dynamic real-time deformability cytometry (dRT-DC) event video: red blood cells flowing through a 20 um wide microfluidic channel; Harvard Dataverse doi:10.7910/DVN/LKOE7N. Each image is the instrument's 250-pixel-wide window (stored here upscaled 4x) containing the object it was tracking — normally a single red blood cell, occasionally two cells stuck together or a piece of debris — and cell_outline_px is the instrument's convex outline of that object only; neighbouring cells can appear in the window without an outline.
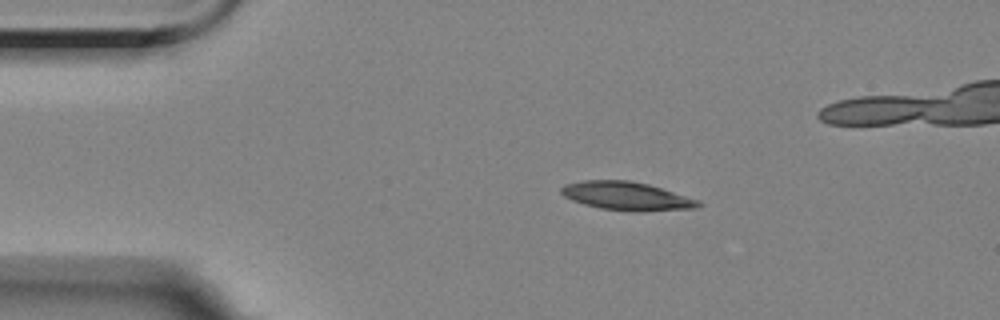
{"species": "Egyptian fruit bat (a non-hibernating species)", "species_latin": "Rousettus aegyptiacus", "temperature_condition": "room temperature", "stored_images_in_passage": 7, "camera_frame_rate_fps": 3000, "um_per_image_px": 0.085, "animal": {"sex": "female"}, "frame": {"image": 1, "passage_image": 2, "time_ms": 1.333, "image_size_px": [1000, 320], "cell_outline_px": [[704, 204], [696, 208], [600, 208], [584, 204], [572, 200], [564, 196], [560, 192], [560, 188], [564, 184], [580, 180], [632, 180], [648, 184], [700, 200]], "centroid_in_image_um": [53.17, 16.58], "position_along_channel_um": 31.8, "area_um2": 21.5}}
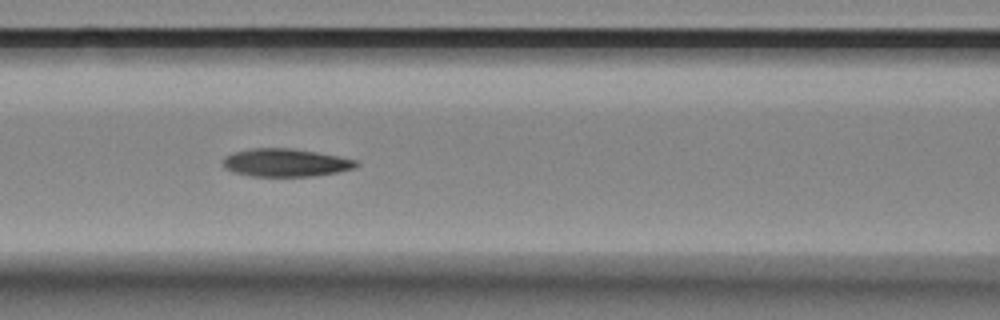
{"frame": {"image": 2, "passage_image": 6, "time_ms": 5.667, "image_size_px": [1000, 320], "cell_outline_px": [[360, 164], [356, 168], [336, 172], [312, 176], [252, 176], [232, 172], [224, 168], [224, 156], [232, 152], [252, 148], [292, 148], [340, 156], [356, 160]], "centroid_in_image_um": [24.27, 13.82], "position_along_channel_um": 142.3, "area_um2": 21.79}}
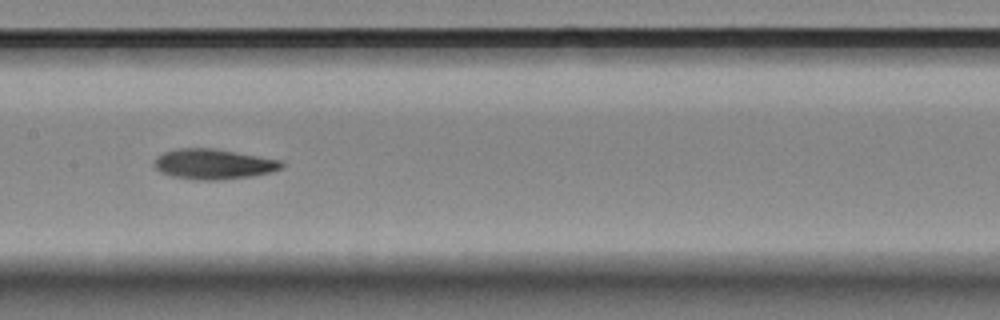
{"frame": {"image": 3, "passage_image": 7, "time_ms": 7.0, "image_size_px": [1000, 320], "cell_outline_px": [[284, 168], [272, 172], [252, 176], [220, 180], [196, 180], [172, 176], [160, 172], [152, 164], [156, 156], [164, 152], [180, 148], [212, 148], [284, 160]], "centroid_in_image_um": [18.17, 13.95], "position_along_channel_um": 189.2, "area_um2": 22.72}}